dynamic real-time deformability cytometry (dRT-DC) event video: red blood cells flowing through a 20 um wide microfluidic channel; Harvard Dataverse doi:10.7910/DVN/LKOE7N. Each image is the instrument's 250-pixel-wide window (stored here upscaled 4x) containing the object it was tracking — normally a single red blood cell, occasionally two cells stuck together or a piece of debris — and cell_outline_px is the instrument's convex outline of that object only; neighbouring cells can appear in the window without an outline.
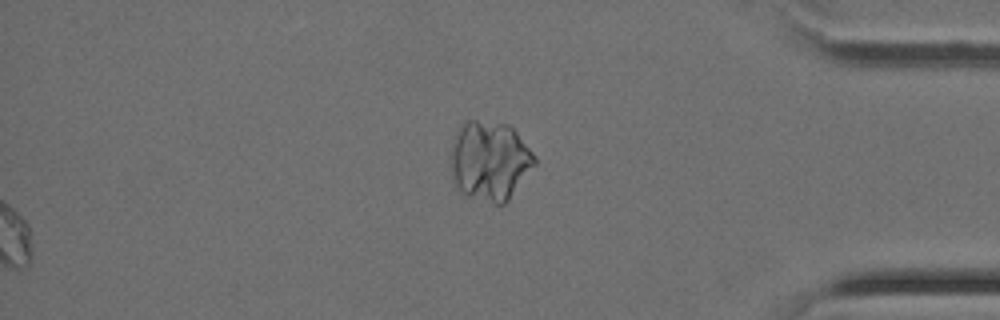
{"species": "Egyptian fruit bat (a non-hibernating species)", "species_latin": "Rousettus aegyptiacus", "temperature_condition": "cold", "stored_images_in_passage": 35, "segment_of_instrument_passage": [2, 2], "camera_frame_rate_fps": 3000, "um_per_image_px": 0.085, "animal": {"sex": "female"}, "frame": {"image": 1, "passage_image": 35, "time_ms": 11.333, "image_size_px": [1000, 320], "cell_outline_px": [[536, 164], [508, 200], [504, 204], [496, 204], [468, 196], [460, 192], [456, 188], [452, 180], [448, 160], [448, 156], [456, 132], [460, 124], [464, 120], [476, 120], [508, 124], [516, 132], [536, 156]], "centroid_in_image_um": [41.57, 13.66], "position_along_channel_um": 393.6, "area_um2": 39.48}}